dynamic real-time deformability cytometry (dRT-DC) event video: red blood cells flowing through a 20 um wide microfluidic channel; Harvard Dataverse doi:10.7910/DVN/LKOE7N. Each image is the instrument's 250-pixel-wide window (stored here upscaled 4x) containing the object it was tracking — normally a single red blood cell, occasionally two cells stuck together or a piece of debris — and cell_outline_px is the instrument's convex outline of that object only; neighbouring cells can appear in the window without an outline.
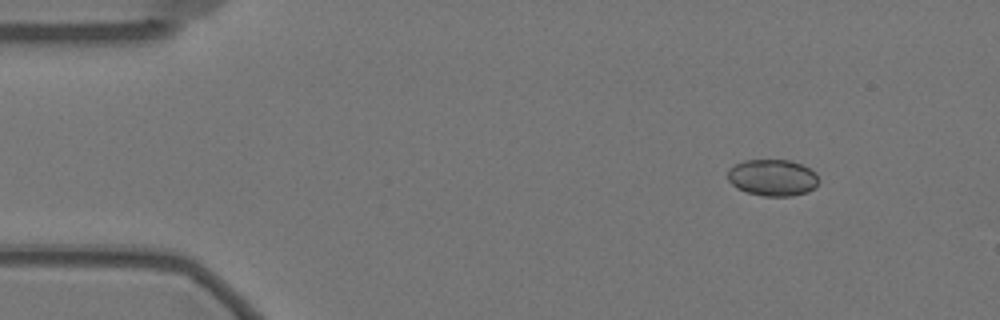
{"species": "Egyptian fruit bat (a non-hibernating species)", "species_latin": "Rousettus aegyptiacus", "temperature_condition": "warm", "stored_images_in_passage": 53, "camera_frame_rate_fps": 3000, "um_per_image_px": 0.085, "animal": {"sex": "female"}, "frame": {"image": 1, "passage_image": 2, "time_ms": 0.333, "image_size_px": [1000, 320], "cell_outline_px": [[820, 180], [816, 188], [808, 192], [792, 196], [764, 196], [748, 192], [736, 188], [728, 180], [728, 168], [744, 160], [792, 160], [816, 172]], "centroid_in_image_um": [65.7, 15.1], "position_along_channel_um": 19.3, "area_um2": 19.59}}
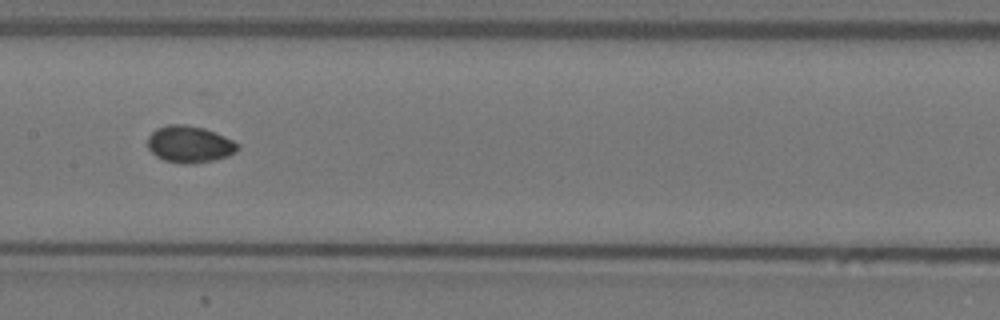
{"frame": {"image": 2, "passage_image": 24, "time_ms": 7.667, "image_size_px": [1000, 320], "cell_outline_px": [[240, 148], [236, 152], [228, 156], [212, 160], [192, 164], [184, 164], [164, 160], [156, 156], [148, 148], [148, 136], [156, 128], [168, 124], [184, 124], [204, 128], [224, 136], [240, 144]], "centroid_in_image_um": [16.11, 12.26], "position_along_channel_um": 191.3, "area_um2": 19.36}}
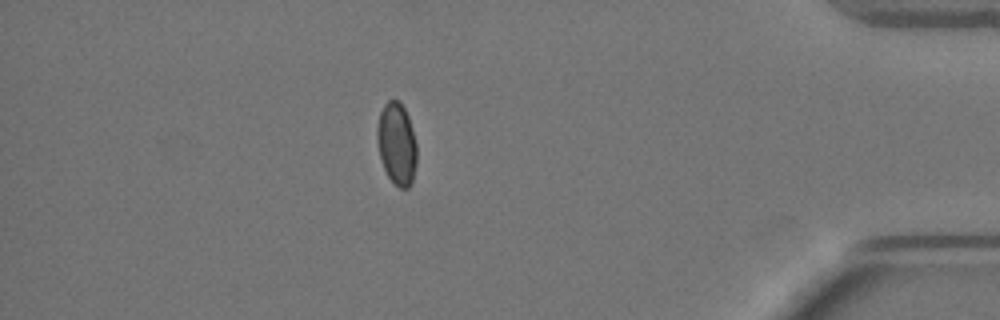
{"frame": {"image": 3, "passage_image": 46, "time_ms": 15.0, "image_size_px": [1000, 320], "cell_outline_px": [[416, 164], [412, 180], [408, 188], [400, 188], [388, 176], [384, 168], [380, 156], [376, 136], [376, 128], [380, 112], [384, 104], [388, 100], [400, 100], [408, 116], [416, 144]], "centroid_in_image_um": [33.71, 12.19], "position_along_channel_um": 401.5, "area_um2": 18.84}}